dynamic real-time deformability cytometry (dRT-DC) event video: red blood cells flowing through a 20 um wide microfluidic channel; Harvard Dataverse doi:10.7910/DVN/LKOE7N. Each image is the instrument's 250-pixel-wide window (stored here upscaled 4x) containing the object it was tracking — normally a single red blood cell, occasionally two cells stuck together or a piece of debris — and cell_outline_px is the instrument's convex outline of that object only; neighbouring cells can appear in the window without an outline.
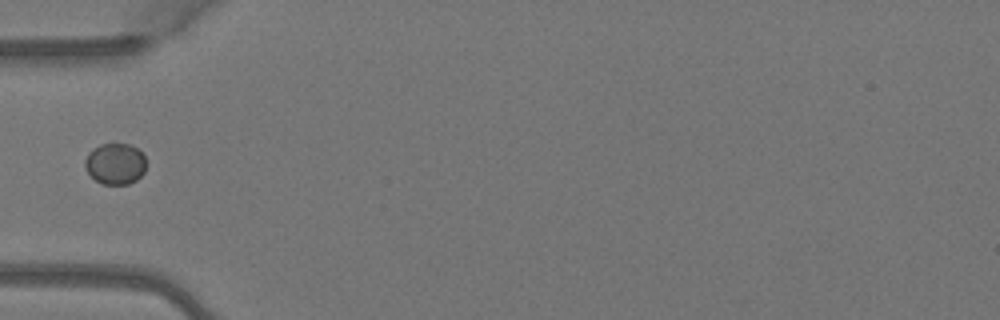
{"species": "Egyptian fruit bat (a non-hibernating species)", "species_latin": "Rousettus aegyptiacus", "temperature_condition": "warm", "stored_images_in_passage": 2, "camera_frame_rate_fps": 3000, "um_per_image_px": 0.085, "animal": {"sex": "female"}, "frame": {"image": 1, "passage_image": 1, "time_ms": 0.0, "image_size_px": [1000, 320], "cell_outline_px": [[144, 172], [136, 180], [128, 184], [104, 184], [96, 180], [84, 168], [84, 160], [88, 152], [92, 148], [100, 144], [128, 144], [136, 148], [144, 156]], "centroid_in_image_um": [9.75, 13.91], "position_along_channel_um": 75.2, "area_um2": 14.57}}
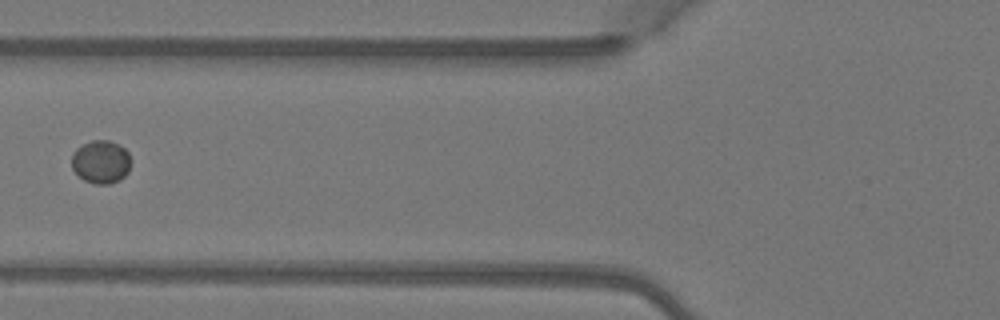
{"frame": {"image": 2, "passage_image": 2, "time_ms": 0.333, "image_size_px": [1000, 320], "cell_outline_px": [[132, 160], [128, 172], [120, 180], [108, 184], [96, 184], [84, 180], [72, 168], [72, 152], [76, 148], [92, 140], [108, 140], [120, 144], [128, 152]], "centroid_in_image_um": [8.6, 13.75], "position_along_channel_um": 117.2, "area_um2": 15.03}}